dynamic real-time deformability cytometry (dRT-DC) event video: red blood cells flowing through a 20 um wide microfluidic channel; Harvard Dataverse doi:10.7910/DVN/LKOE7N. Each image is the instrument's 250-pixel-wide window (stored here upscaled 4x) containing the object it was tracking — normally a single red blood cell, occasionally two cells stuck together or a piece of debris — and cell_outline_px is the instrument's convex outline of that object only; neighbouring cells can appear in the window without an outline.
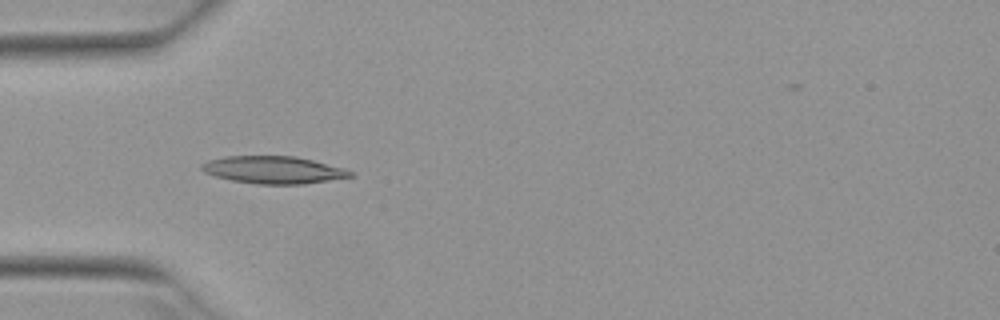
{"species": "Egyptian fruit bat (a non-hibernating species)", "species_latin": "Rousettus aegyptiacus", "temperature_condition": "warm", "stored_images_in_passage": 52, "camera_frame_rate_fps": 3000, "um_per_image_px": 0.085, "animal": {"sex": "female"}, "frame": {"image": 1, "passage_image": 16, "time_ms": 5.0, "image_size_px": [1000, 320], "cell_outline_px": [[352, 176], [304, 184], [256, 184], [232, 180], [216, 176], [204, 172], [200, 168], [200, 164], [208, 160], [224, 156], [296, 156], [344, 168], [352, 172]], "centroid_in_image_um": [23.19, 14.43], "position_along_channel_um": 61.8, "area_um2": 23.58}}
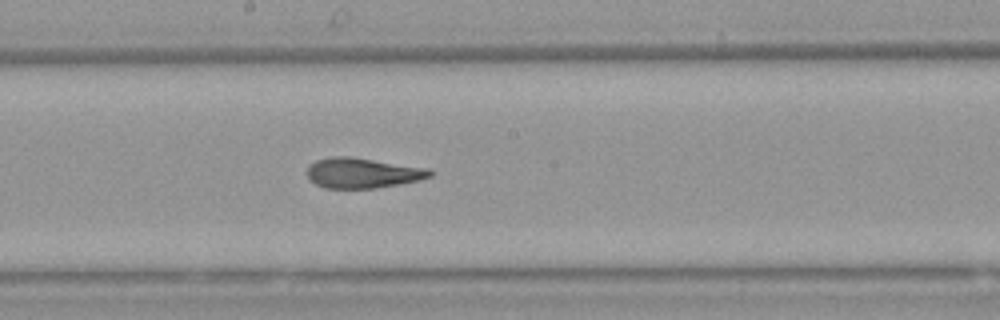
{"frame": {"image": 2, "passage_image": 28, "time_ms": 9.0, "image_size_px": [1000, 320], "cell_outline_px": [[432, 176], [420, 180], [376, 188], [324, 188], [316, 184], [308, 176], [308, 168], [316, 160], [332, 156], [352, 156], [432, 168]], "centroid_in_image_um": [30.88, 14.69], "position_along_channel_um": 217.3, "area_um2": 21.79}}
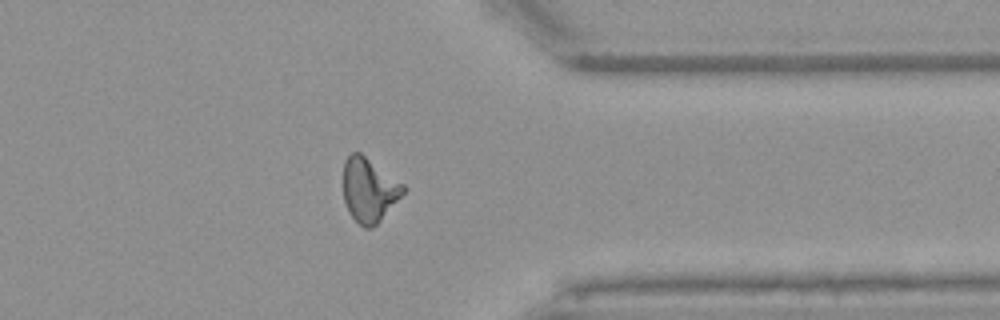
{"frame": {"image": 3, "passage_image": 41, "time_ms": 13.333, "image_size_px": [1000, 320], "cell_outline_px": [[404, 192], [380, 220], [372, 228], [364, 228], [348, 212], [344, 200], [344, 160], [352, 152], [360, 152], [404, 184]], "centroid_in_image_um": [31.35, 16.13], "position_along_channel_um": 380.0, "area_um2": 22.02}}